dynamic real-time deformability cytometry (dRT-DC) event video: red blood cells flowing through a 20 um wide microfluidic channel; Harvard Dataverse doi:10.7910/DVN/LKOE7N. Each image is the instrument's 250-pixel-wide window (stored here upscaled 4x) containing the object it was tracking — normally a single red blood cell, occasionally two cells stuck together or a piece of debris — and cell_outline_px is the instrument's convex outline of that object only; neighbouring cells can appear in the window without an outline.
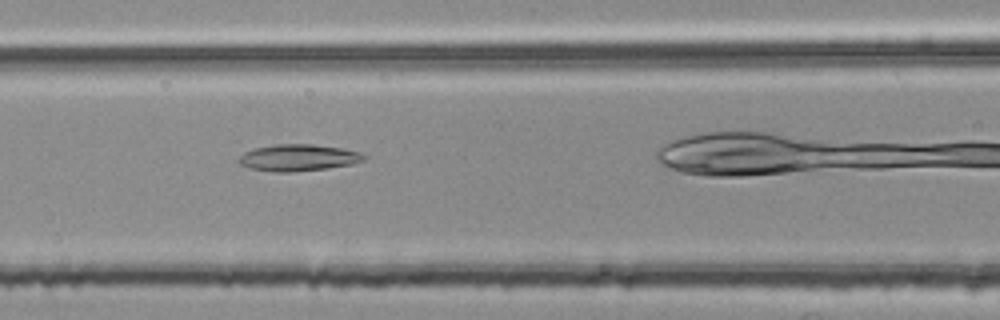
{"species": "common noctule bat (a hibernating species)", "species_latin": "Nyctalus noctula", "temperature_condition": "room temperature", "stored_images_in_passage": 38, "camera_frame_rate_fps": 3000, "um_per_image_px": 0.085, "animal": {"sex": "female", "body_mass_g": 25.1}, "frame": {"image": 1, "passage_image": 17, "time_ms": 5.333, "image_size_px": [1000, 320], "cell_outline_px": [[368, 156], [364, 160], [352, 164], [328, 168], [288, 172], [276, 172], [252, 168], [240, 164], [236, 160], [244, 152], [252, 148], [276, 144], [312, 144], [340, 148], [360, 152]], "centroid_in_image_um": [25.35, 13.39], "position_along_channel_um": 141.3, "area_um2": 19.42}}
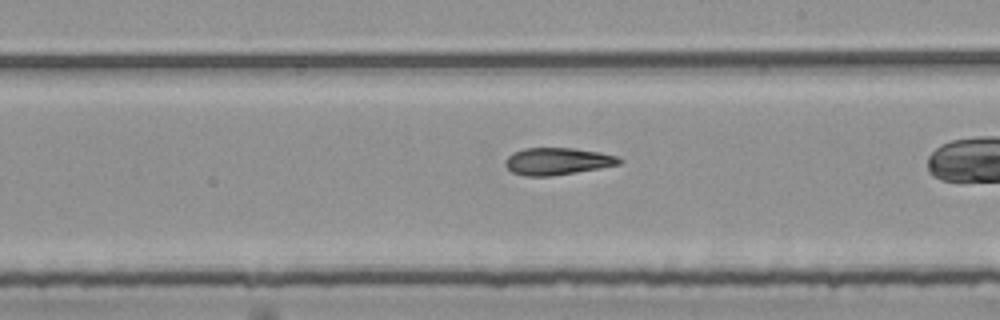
{"frame": {"image": 2, "passage_image": 25, "time_ms": 8.0, "image_size_px": [1000, 320], "cell_outline_px": [[624, 160], [620, 164], [600, 168], [552, 176], [524, 176], [512, 172], [504, 164], [504, 160], [512, 152], [524, 148], [572, 148], [600, 152], [616, 156]], "centroid_in_image_um": [47.36, 13.71], "position_along_channel_um": 241.6, "area_um2": 18.09}}
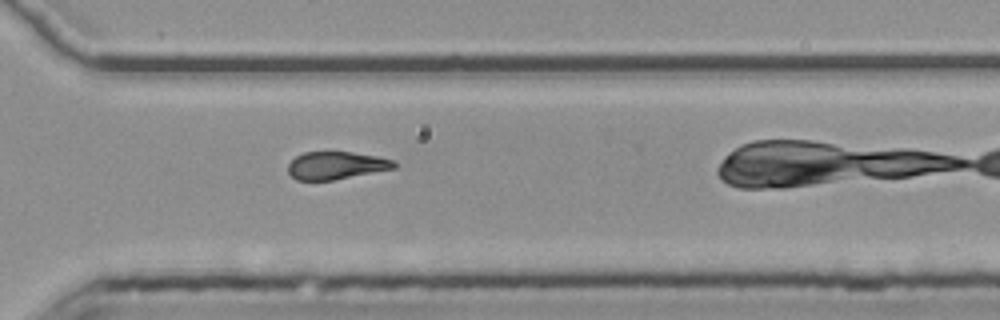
{"frame": {"image": 3, "passage_image": 33, "time_ms": 10.667, "image_size_px": [1000, 320], "cell_outline_px": [[396, 168], [332, 180], [296, 180], [288, 172], [288, 164], [296, 156], [304, 152], [352, 152], [376, 156], [392, 160], [396, 164]], "centroid_in_image_um": [28.55, 14.06], "position_along_channel_um": 342.1, "area_um2": 16.94}}